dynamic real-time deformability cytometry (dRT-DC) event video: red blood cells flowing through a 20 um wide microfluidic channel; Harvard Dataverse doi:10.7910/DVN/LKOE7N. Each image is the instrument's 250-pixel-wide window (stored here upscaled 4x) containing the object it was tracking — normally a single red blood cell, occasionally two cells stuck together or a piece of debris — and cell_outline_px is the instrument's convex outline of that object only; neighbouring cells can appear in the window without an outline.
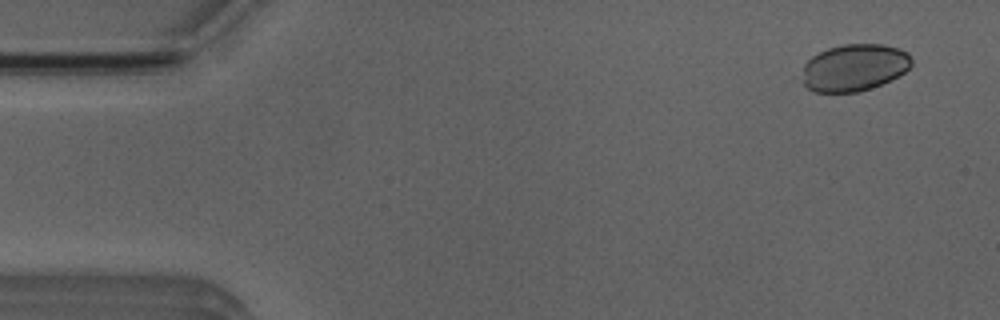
{"species": "Egyptian fruit bat (a non-hibernating species)", "species_latin": "Rousettus aegyptiacus", "temperature_condition": "room temperature", "stored_images_in_passage": 13, "camera_frame_rate_fps": 3000, "um_per_image_px": 0.085, "animal": {"sex": "male"}, "frame": {"image": 1, "passage_image": 3, "time_ms": 0.667, "image_size_px": [1000, 320], "cell_outline_px": [[912, 64], [904, 72], [880, 84], [856, 92], [812, 92], [804, 84], [804, 64], [812, 56], [828, 48], [844, 44], [884, 44], [908, 52], [912, 60]], "centroid_in_image_um": [72.61, 5.73], "position_along_channel_um": 12.4, "area_um2": 29.59}}